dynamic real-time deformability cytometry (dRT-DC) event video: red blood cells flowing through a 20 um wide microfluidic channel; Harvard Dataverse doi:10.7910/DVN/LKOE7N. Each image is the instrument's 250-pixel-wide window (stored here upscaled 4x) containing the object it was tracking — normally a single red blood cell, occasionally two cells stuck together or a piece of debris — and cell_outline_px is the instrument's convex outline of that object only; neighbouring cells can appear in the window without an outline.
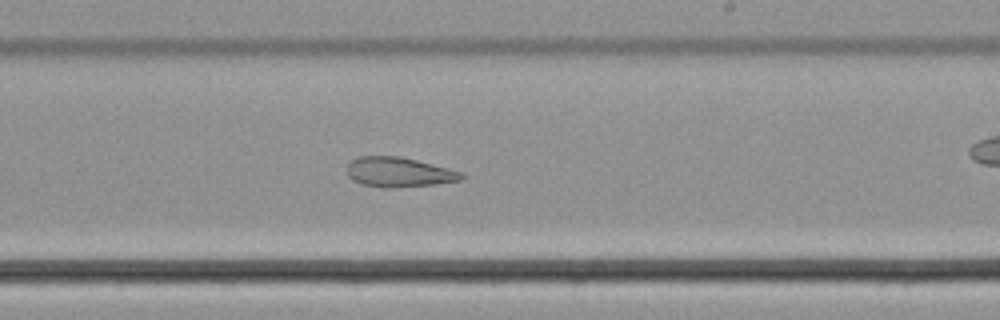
{"species": "common noctule bat (a hibernating species)", "species_latin": "Nyctalus noctula", "temperature_condition": "cold", "stored_images_in_passage": 41, "camera_frame_rate_fps": 3000, "um_per_image_px": 0.085, "animal": {"sex": "male", "body_mass_g": 21.5, "forearm_length_mm": 52.0}, "frame": {"image": 1, "passage_image": 30, "time_ms": 9.667, "image_size_px": [1000, 320], "cell_outline_px": [[464, 180], [436, 184], [396, 188], [384, 188], [360, 184], [352, 180], [348, 176], [348, 164], [352, 160], [360, 156], [400, 156], [464, 172]], "centroid_in_image_um": [33.93, 14.65], "position_along_channel_um": 255.1, "area_um2": 20.06}}